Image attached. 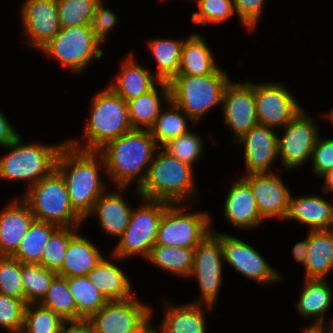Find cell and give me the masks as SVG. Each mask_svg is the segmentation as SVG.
<instances>
[{"label": "cell", "instance_id": "obj_4", "mask_svg": "<svg viewBox=\"0 0 333 333\" xmlns=\"http://www.w3.org/2000/svg\"><path fill=\"white\" fill-rule=\"evenodd\" d=\"M96 92L91 98L90 113L88 111L90 117L85 122L81 139L66 138L75 148L99 151L110 141L133 129L127 102L107 85L104 89L98 88Z\"/></svg>", "mask_w": 333, "mask_h": 333}, {"label": "cell", "instance_id": "obj_49", "mask_svg": "<svg viewBox=\"0 0 333 333\" xmlns=\"http://www.w3.org/2000/svg\"><path fill=\"white\" fill-rule=\"evenodd\" d=\"M19 136L17 129L8 120L4 112L0 110V148L8 146Z\"/></svg>", "mask_w": 333, "mask_h": 333}, {"label": "cell", "instance_id": "obj_40", "mask_svg": "<svg viewBox=\"0 0 333 333\" xmlns=\"http://www.w3.org/2000/svg\"><path fill=\"white\" fill-rule=\"evenodd\" d=\"M202 138L195 130H190L177 138L169 140L162 148L181 162L195 167L201 157H203L206 149L204 147L205 141Z\"/></svg>", "mask_w": 333, "mask_h": 333}, {"label": "cell", "instance_id": "obj_37", "mask_svg": "<svg viewBox=\"0 0 333 333\" xmlns=\"http://www.w3.org/2000/svg\"><path fill=\"white\" fill-rule=\"evenodd\" d=\"M57 275L53 270L41 264H25L21 262V281L25 292V303H40Z\"/></svg>", "mask_w": 333, "mask_h": 333}, {"label": "cell", "instance_id": "obj_35", "mask_svg": "<svg viewBox=\"0 0 333 333\" xmlns=\"http://www.w3.org/2000/svg\"><path fill=\"white\" fill-rule=\"evenodd\" d=\"M58 225L34 219L12 257L25 264H41L42 253Z\"/></svg>", "mask_w": 333, "mask_h": 333}, {"label": "cell", "instance_id": "obj_51", "mask_svg": "<svg viewBox=\"0 0 333 333\" xmlns=\"http://www.w3.org/2000/svg\"><path fill=\"white\" fill-rule=\"evenodd\" d=\"M309 249V231H307V236L302 241L295 243L292 246V259L298 262L299 265L305 266L307 255Z\"/></svg>", "mask_w": 333, "mask_h": 333}, {"label": "cell", "instance_id": "obj_32", "mask_svg": "<svg viewBox=\"0 0 333 333\" xmlns=\"http://www.w3.org/2000/svg\"><path fill=\"white\" fill-rule=\"evenodd\" d=\"M183 43V39L160 37L146 41L158 68L153 74L160 81L169 83L178 74Z\"/></svg>", "mask_w": 333, "mask_h": 333}, {"label": "cell", "instance_id": "obj_53", "mask_svg": "<svg viewBox=\"0 0 333 333\" xmlns=\"http://www.w3.org/2000/svg\"><path fill=\"white\" fill-rule=\"evenodd\" d=\"M140 333H160L157 327H154L153 323L151 322L144 330Z\"/></svg>", "mask_w": 333, "mask_h": 333}, {"label": "cell", "instance_id": "obj_2", "mask_svg": "<svg viewBox=\"0 0 333 333\" xmlns=\"http://www.w3.org/2000/svg\"><path fill=\"white\" fill-rule=\"evenodd\" d=\"M158 148L149 129L130 130L99 150L105 161V176L114 187L136 184L138 189Z\"/></svg>", "mask_w": 333, "mask_h": 333}, {"label": "cell", "instance_id": "obj_44", "mask_svg": "<svg viewBox=\"0 0 333 333\" xmlns=\"http://www.w3.org/2000/svg\"><path fill=\"white\" fill-rule=\"evenodd\" d=\"M0 293L25 302L21 261L12 256H0Z\"/></svg>", "mask_w": 333, "mask_h": 333}, {"label": "cell", "instance_id": "obj_3", "mask_svg": "<svg viewBox=\"0 0 333 333\" xmlns=\"http://www.w3.org/2000/svg\"><path fill=\"white\" fill-rule=\"evenodd\" d=\"M194 172V167L181 162L159 147L145 180L137 189L138 193L144 199L169 204H187L190 207L200 194Z\"/></svg>", "mask_w": 333, "mask_h": 333}, {"label": "cell", "instance_id": "obj_13", "mask_svg": "<svg viewBox=\"0 0 333 333\" xmlns=\"http://www.w3.org/2000/svg\"><path fill=\"white\" fill-rule=\"evenodd\" d=\"M153 309L136 295L108 301L88 321L95 333H140L152 321Z\"/></svg>", "mask_w": 333, "mask_h": 333}, {"label": "cell", "instance_id": "obj_21", "mask_svg": "<svg viewBox=\"0 0 333 333\" xmlns=\"http://www.w3.org/2000/svg\"><path fill=\"white\" fill-rule=\"evenodd\" d=\"M227 192L222 210L224 219L230 225L241 231H252L265 222L250 186L242 177H237Z\"/></svg>", "mask_w": 333, "mask_h": 333}, {"label": "cell", "instance_id": "obj_30", "mask_svg": "<svg viewBox=\"0 0 333 333\" xmlns=\"http://www.w3.org/2000/svg\"><path fill=\"white\" fill-rule=\"evenodd\" d=\"M305 279H328L333 274V229L309 231Z\"/></svg>", "mask_w": 333, "mask_h": 333}, {"label": "cell", "instance_id": "obj_11", "mask_svg": "<svg viewBox=\"0 0 333 333\" xmlns=\"http://www.w3.org/2000/svg\"><path fill=\"white\" fill-rule=\"evenodd\" d=\"M186 204H169L163 213L156 243L160 245L195 248L212 231L209 211H190Z\"/></svg>", "mask_w": 333, "mask_h": 333}, {"label": "cell", "instance_id": "obj_28", "mask_svg": "<svg viewBox=\"0 0 333 333\" xmlns=\"http://www.w3.org/2000/svg\"><path fill=\"white\" fill-rule=\"evenodd\" d=\"M69 240L62 267L57 275L68 278L87 275L105 256L91 239L79 232Z\"/></svg>", "mask_w": 333, "mask_h": 333}, {"label": "cell", "instance_id": "obj_33", "mask_svg": "<svg viewBox=\"0 0 333 333\" xmlns=\"http://www.w3.org/2000/svg\"><path fill=\"white\" fill-rule=\"evenodd\" d=\"M193 258L194 248L155 244L146 261L177 278L187 279L192 270Z\"/></svg>", "mask_w": 333, "mask_h": 333}, {"label": "cell", "instance_id": "obj_12", "mask_svg": "<svg viewBox=\"0 0 333 333\" xmlns=\"http://www.w3.org/2000/svg\"><path fill=\"white\" fill-rule=\"evenodd\" d=\"M315 117L302 109L277 135L280 169L290 171L303 167L310 159L319 136L320 126ZM281 135V136H280ZM283 167V168H282ZM287 169V170H286Z\"/></svg>", "mask_w": 333, "mask_h": 333}, {"label": "cell", "instance_id": "obj_9", "mask_svg": "<svg viewBox=\"0 0 333 333\" xmlns=\"http://www.w3.org/2000/svg\"><path fill=\"white\" fill-rule=\"evenodd\" d=\"M134 191L142 204L133 208L130 222L111 253L123 260L136 256L146 260L156 243L161 217L169 203L141 198L138 190Z\"/></svg>", "mask_w": 333, "mask_h": 333}, {"label": "cell", "instance_id": "obj_56", "mask_svg": "<svg viewBox=\"0 0 333 333\" xmlns=\"http://www.w3.org/2000/svg\"><path fill=\"white\" fill-rule=\"evenodd\" d=\"M328 330H329L330 333H333V326L330 327Z\"/></svg>", "mask_w": 333, "mask_h": 333}, {"label": "cell", "instance_id": "obj_34", "mask_svg": "<svg viewBox=\"0 0 333 333\" xmlns=\"http://www.w3.org/2000/svg\"><path fill=\"white\" fill-rule=\"evenodd\" d=\"M165 106L166 108L161 110V113L149 129L150 134L159 147H162L169 140L189 132L191 129L188 127V121L193 123V126L196 125V123L171 100Z\"/></svg>", "mask_w": 333, "mask_h": 333}, {"label": "cell", "instance_id": "obj_7", "mask_svg": "<svg viewBox=\"0 0 333 333\" xmlns=\"http://www.w3.org/2000/svg\"><path fill=\"white\" fill-rule=\"evenodd\" d=\"M21 197L29 204L36 220L59 227H81L84 224L85 220L73 209L65 181L56 169Z\"/></svg>", "mask_w": 333, "mask_h": 333}, {"label": "cell", "instance_id": "obj_41", "mask_svg": "<svg viewBox=\"0 0 333 333\" xmlns=\"http://www.w3.org/2000/svg\"><path fill=\"white\" fill-rule=\"evenodd\" d=\"M100 0H56L60 28L90 25Z\"/></svg>", "mask_w": 333, "mask_h": 333}, {"label": "cell", "instance_id": "obj_52", "mask_svg": "<svg viewBox=\"0 0 333 333\" xmlns=\"http://www.w3.org/2000/svg\"><path fill=\"white\" fill-rule=\"evenodd\" d=\"M321 179L324 180V185L322 188V195H329L330 193L333 195V169L324 174ZM333 197V196H332Z\"/></svg>", "mask_w": 333, "mask_h": 333}, {"label": "cell", "instance_id": "obj_23", "mask_svg": "<svg viewBox=\"0 0 333 333\" xmlns=\"http://www.w3.org/2000/svg\"><path fill=\"white\" fill-rule=\"evenodd\" d=\"M29 204L15 197L0 209V256H12L34 220Z\"/></svg>", "mask_w": 333, "mask_h": 333}, {"label": "cell", "instance_id": "obj_20", "mask_svg": "<svg viewBox=\"0 0 333 333\" xmlns=\"http://www.w3.org/2000/svg\"><path fill=\"white\" fill-rule=\"evenodd\" d=\"M329 282L328 279H304L295 309L301 318L309 322L311 319L312 322L302 329L325 330L333 326V318L330 322L325 321L327 311L333 304V286Z\"/></svg>", "mask_w": 333, "mask_h": 333}, {"label": "cell", "instance_id": "obj_1", "mask_svg": "<svg viewBox=\"0 0 333 333\" xmlns=\"http://www.w3.org/2000/svg\"><path fill=\"white\" fill-rule=\"evenodd\" d=\"M56 170L65 181L73 209L86 222L95 202L110 186L106 187L102 176L106 172L103 156L99 151L78 149L66 142L58 155Z\"/></svg>", "mask_w": 333, "mask_h": 333}, {"label": "cell", "instance_id": "obj_14", "mask_svg": "<svg viewBox=\"0 0 333 333\" xmlns=\"http://www.w3.org/2000/svg\"><path fill=\"white\" fill-rule=\"evenodd\" d=\"M221 246L224 262L247 280L264 287L282 281L283 274L268 263L261 251L242 238L222 231Z\"/></svg>", "mask_w": 333, "mask_h": 333}, {"label": "cell", "instance_id": "obj_25", "mask_svg": "<svg viewBox=\"0 0 333 333\" xmlns=\"http://www.w3.org/2000/svg\"><path fill=\"white\" fill-rule=\"evenodd\" d=\"M133 53L121 59L118 74L108 82V87L126 102L147 93L160 82L150 69L136 61Z\"/></svg>", "mask_w": 333, "mask_h": 333}, {"label": "cell", "instance_id": "obj_5", "mask_svg": "<svg viewBox=\"0 0 333 333\" xmlns=\"http://www.w3.org/2000/svg\"><path fill=\"white\" fill-rule=\"evenodd\" d=\"M19 136L5 148L8 153L0 157V180L26 182L24 193L56 169L58 155L67 140L45 144L35 141L24 143Z\"/></svg>", "mask_w": 333, "mask_h": 333}, {"label": "cell", "instance_id": "obj_22", "mask_svg": "<svg viewBox=\"0 0 333 333\" xmlns=\"http://www.w3.org/2000/svg\"><path fill=\"white\" fill-rule=\"evenodd\" d=\"M115 189L118 190L114 192L106 190L98 198L88 217L93 216L106 235L118 240L130 222L134 207L123 197L129 187H115Z\"/></svg>", "mask_w": 333, "mask_h": 333}, {"label": "cell", "instance_id": "obj_6", "mask_svg": "<svg viewBox=\"0 0 333 333\" xmlns=\"http://www.w3.org/2000/svg\"><path fill=\"white\" fill-rule=\"evenodd\" d=\"M230 76L221 66L212 74L191 76L177 74L170 82V99L197 125L215 107L222 106Z\"/></svg>", "mask_w": 333, "mask_h": 333}, {"label": "cell", "instance_id": "obj_48", "mask_svg": "<svg viewBox=\"0 0 333 333\" xmlns=\"http://www.w3.org/2000/svg\"><path fill=\"white\" fill-rule=\"evenodd\" d=\"M232 2L240 24L246 31L254 32L257 24H260L266 0H232Z\"/></svg>", "mask_w": 333, "mask_h": 333}, {"label": "cell", "instance_id": "obj_31", "mask_svg": "<svg viewBox=\"0 0 333 333\" xmlns=\"http://www.w3.org/2000/svg\"><path fill=\"white\" fill-rule=\"evenodd\" d=\"M213 51L200 33H192L182 46L178 74L204 76L214 73L219 67Z\"/></svg>", "mask_w": 333, "mask_h": 333}, {"label": "cell", "instance_id": "obj_18", "mask_svg": "<svg viewBox=\"0 0 333 333\" xmlns=\"http://www.w3.org/2000/svg\"><path fill=\"white\" fill-rule=\"evenodd\" d=\"M278 172L279 170H275L272 173H254L241 176L250 186L257 209L264 220H271V218L284 220L287 213L292 193Z\"/></svg>", "mask_w": 333, "mask_h": 333}, {"label": "cell", "instance_id": "obj_24", "mask_svg": "<svg viewBox=\"0 0 333 333\" xmlns=\"http://www.w3.org/2000/svg\"><path fill=\"white\" fill-rule=\"evenodd\" d=\"M327 200L317 194L294 196L291 194L285 221L307 226L311 230L333 229V197Z\"/></svg>", "mask_w": 333, "mask_h": 333}, {"label": "cell", "instance_id": "obj_39", "mask_svg": "<svg viewBox=\"0 0 333 333\" xmlns=\"http://www.w3.org/2000/svg\"><path fill=\"white\" fill-rule=\"evenodd\" d=\"M65 320L40 303L26 304L22 330L25 333H60Z\"/></svg>", "mask_w": 333, "mask_h": 333}, {"label": "cell", "instance_id": "obj_29", "mask_svg": "<svg viewBox=\"0 0 333 333\" xmlns=\"http://www.w3.org/2000/svg\"><path fill=\"white\" fill-rule=\"evenodd\" d=\"M168 82L160 81L153 89L127 101L129 120L133 129H150L170 101Z\"/></svg>", "mask_w": 333, "mask_h": 333}, {"label": "cell", "instance_id": "obj_8", "mask_svg": "<svg viewBox=\"0 0 333 333\" xmlns=\"http://www.w3.org/2000/svg\"><path fill=\"white\" fill-rule=\"evenodd\" d=\"M102 44L96 39L90 25L61 28L60 31L39 49L45 57L60 63L61 67L81 74L88 70L94 60L104 56Z\"/></svg>", "mask_w": 333, "mask_h": 333}, {"label": "cell", "instance_id": "obj_43", "mask_svg": "<svg viewBox=\"0 0 333 333\" xmlns=\"http://www.w3.org/2000/svg\"><path fill=\"white\" fill-rule=\"evenodd\" d=\"M198 9L191 13L194 24L207 26V24H220L236 15L232 0H194Z\"/></svg>", "mask_w": 333, "mask_h": 333}, {"label": "cell", "instance_id": "obj_17", "mask_svg": "<svg viewBox=\"0 0 333 333\" xmlns=\"http://www.w3.org/2000/svg\"><path fill=\"white\" fill-rule=\"evenodd\" d=\"M23 43L39 50L59 31L56 0H24L19 5Z\"/></svg>", "mask_w": 333, "mask_h": 333}, {"label": "cell", "instance_id": "obj_19", "mask_svg": "<svg viewBox=\"0 0 333 333\" xmlns=\"http://www.w3.org/2000/svg\"><path fill=\"white\" fill-rule=\"evenodd\" d=\"M276 129L257 124L235 143L244 147L243 158L246 173H272V167L278 160Z\"/></svg>", "mask_w": 333, "mask_h": 333}, {"label": "cell", "instance_id": "obj_47", "mask_svg": "<svg viewBox=\"0 0 333 333\" xmlns=\"http://www.w3.org/2000/svg\"><path fill=\"white\" fill-rule=\"evenodd\" d=\"M310 161V171L318 178L333 169V137H318Z\"/></svg>", "mask_w": 333, "mask_h": 333}, {"label": "cell", "instance_id": "obj_10", "mask_svg": "<svg viewBox=\"0 0 333 333\" xmlns=\"http://www.w3.org/2000/svg\"><path fill=\"white\" fill-rule=\"evenodd\" d=\"M223 264L221 231L212 225V231L194 248L193 266L188 278L196 279L201 298L190 303L217 305L224 280Z\"/></svg>", "mask_w": 333, "mask_h": 333}, {"label": "cell", "instance_id": "obj_50", "mask_svg": "<svg viewBox=\"0 0 333 333\" xmlns=\"http://www.w3.org/2000/svg\"><path fill=\"white\" fill-rule=\"evenodd\" d=\"M60 333H95L92 324L88 320L65 321Z\"/></svg>", "mask_w": 333, "mask_h": 333}, {"label": "cell", "instance_id": "obj_42", "mask_svg": "<svg viewBox=\"0 0 333 333\" xmlns=\"http://www.w3.org/2000/svg\"><path fill=\"white\" fill-rule=\"evenodd\" d=\"M81 227H59L49 238L42 253L41 265L57 272L63 265L69 240Z\"/></svg>", "mask_w": 333, "mask_h": 333}, {"label": "cell", "instance_id": "obj_54", "mask_svg": "<svg viewBox=\"0 0 333 333\" xmlns=\"http://www.w3.org/2000/svg\"><path fill=\"white\" fill-rule=\"evenodd\" d=\"M321 116L325 118V120L327 119L330 124H333V107H331V109L327 113L323 112Z\"/></svg>", "mask_w": 333, "mask_h": 333}, {"label": "cell", "instance_id": "obj_36", "mask_svg": "<svg viewBox=\"0 0 333 333\" xmlns=\"http://www.w3.org/2000/svg\"><path fill=\"white\" fill-rule=\"evenodd\" d=\"M66 279L69 291L76 303V321L88 320L108 302L86 275Z\"/></svg>", "mask_w": 333, "mask_h": 333}, {"label": "cell", "instance_id": "obj_55", "mask_svg": "<svg viewBox=\"0 0 333 333\" xmlns=\"http://www.w3.org/2000/svg\"><path fill=\"white\" fill-rule=\"evenodd\" d=\"M301 333H330L328 329L316 330V329H303Z\"/></svg>", "mask_w": 333, "mask_h": 333}, {"label": "cell", "instance_id": "obj_26", "mask_svg": "<svg viewBox=\"0 0 333 333\" xmlns=\"http://www.w3.org/2000/svg\"><path fill=\"white\" fill-rule=\"evenodd\" d=\"M164 302L163 318L157 326L160 333H207L206 311L216 307L190 302L175 304L166 299Z\"/></svg>", "mask_w": 333, "mask_h": 333}, {"label": "cell", "instance_id": "obj_38", "mask_svg": "<svg viewBox=\"0 0 333 333\" xmlns=\"http://www.w3.org/2000/svg\"><path fill=\"white\" fill-rule=\"evenodd\" d=\"M40 304L58 314L65 321H76V303L65 277L56 275L53 278L47 294Z\"/></svg>", "mask_w": 333, "mask_h": 333}, {"label": "cell", "instance_id": "obj_57", "mask_svg": "<svg viewBox=\"0 0 333 333\" xmlns=\"http://www.w3.org/2000/svg\"><path fill=\"white\" fill-rule=\"evenodd\" d=\"M14 333H25V332L23 330H21V331H16Z\"/></svg>", "mask_w": 333, "mask_h": 333}, {"label": "cell", "instance_id": "obj_45", "mask_svg": "<svg viewBox=\"0 0 333 333\" xmlns=\"http://www.w3.org/2000/svg\"><path fill=\"white\" fill-rule=\"evenodd\" d=\"M26 303L0 293V328L8 333L21 331Z\"/></svg>", "mask_w": 333, "mask_h": 333}, {"label": "cell", "instance_id": "obj_27", "mask_svg": "<svg viewBox=\"0 0 333 333\" xmlns=\"http://www.w3.org/2000/svg\"><path fill=\"white\" fill-rule=\"evenodd\" d=\"M106 255L86 276L108 301L125 300L135 295L133 285L125 271L116 263L123 261L110 253ZM133 291V292H132Z\"/></svg>", "mask_w": 333, "mask_h": 333}, {"label": "cell", "instance_id": "obj_16", "mask_svg": "<svg viewBox=\"0 0 333 333\" xmlns=\"http://www.w3.org/2000/svg\"><path fill=\"white\" fill-rule=\"evenodd\" d=\"M221 108L223 123L232 132L234 144L258 124L252 79L239 82L230 80L224 90Z\"/></svg>", "mask_w": 333, "mask_h": 333}, {"label": "cell", "instance_id": "obj_15", "mask_svg": "<svg viewBox=\"0 0 333 333\" xmlns=\"http://www.w3.org/2000/svg\"><path fill=\"white\" fill-rule=\"evenodd\" d=\"M280 81L254 82L258 124L282 129L304 108Z\"/></svg>", "mask_w": 333, "mask_h": 333}, {"label": "cell", "instance_id": "obj_46", "mask_svg": "<svg viewBox=\"0 0 333 333\" xmlns=\"http://www.w3.org/2000/svg\"><path fill=\"white\" fill-rule=\"evenodd\" d=\"M105 2L106 0H100L97 3L90 21V28L101 44L105 43L120 21L117 12L106 7Z\"/></svg>", "mask_w": 333, "mask_h": 333}]
</instances>
